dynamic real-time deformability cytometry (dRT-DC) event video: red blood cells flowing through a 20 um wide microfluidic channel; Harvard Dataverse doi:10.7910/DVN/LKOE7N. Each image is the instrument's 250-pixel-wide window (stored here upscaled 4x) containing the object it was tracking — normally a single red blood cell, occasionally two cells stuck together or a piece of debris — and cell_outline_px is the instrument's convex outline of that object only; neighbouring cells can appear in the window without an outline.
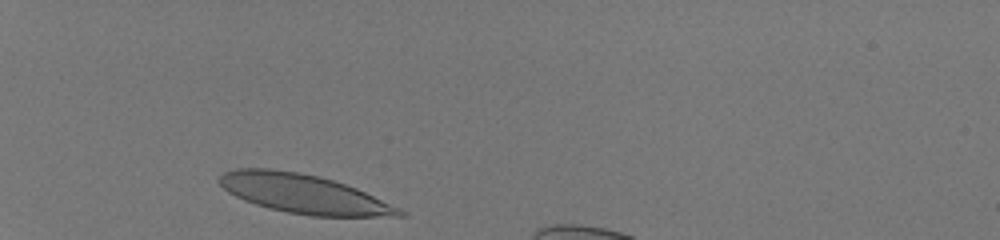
{"species": "human", "species_latin": "Homo sapiens", "temperature_condition": "room temperature", "stored_images_in_passage": 31, "camera_frame_rate_fps": 3000, "um_per_image_px": 0.085, "donor": {"sex": "male"}, "frame": {"image": 1, "passage_image": 2, "time_ms": 0.333, "image_size_px": [1000, 240], "cell_outline_px": [[408, 216], [312, 216], [288, 212], [256, 204], [244, 200], [228, 192], [220, 184], [220, 176], [224, 172], [236, 168], [268, 168], [300, 172], [332, 180], [356, 188], [400, 208], [408, 212]], "centroid_in_image_um": [25.83, 16.47], "position_along_channel_um": 59.2, "area_um2": 40.46}}
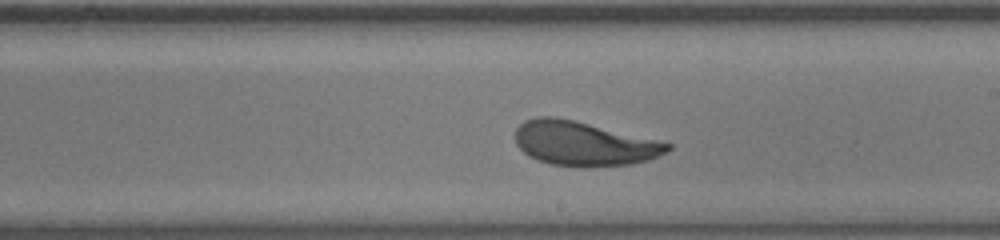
{"frame": {"image": 2, "passage_image": 18, "time_ms": 5.667, "image_size_px": [1000, 240], "cell_outline_px": [[672, 148], [668, 152], [648, 160], [632, 164], [580, 168], [552, 164], [540, 160], [524, 152], [516, 144], [516, 128], [524, 120], [536, 116], [556, 116], [576, 120], [672, 144]], "centroid_in_image_um": [49.62, 12.2], "position_along_channel_um": 239.4, "area_um2": 39.42}}
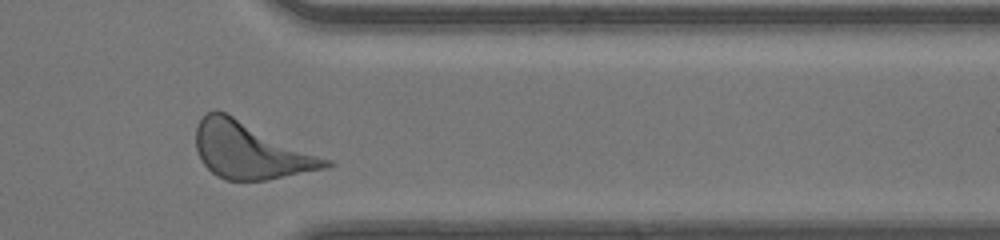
{"frame": {"image": 3, "passage_image": 29, "time_ms": 9.333, "image_size_px": [1000, 240], "cell_outline_px": [[336, 164], [328, 168], [264, 180], [224, 180], [216, 176], [200, 160], [196, 148], [196, 124], [208, 112], [216, 108], [332, 160]], "centroid_in_image_um": [21.28, 12.79], "position_along_channel_um": 390.1, "area_um2": 42.66}, "authors_computed_cell_mechanics": {"area_um2": 39.6508, "velocity_mm_per_s": 4.1279, "shape_relaxation_time_tau1_ms": 2.4722, "shape_relaxation_time_tau2_ms": 0.9162, "deformation_change_tau1": 0.159, "deformation_change_tau2": 0.0707}}